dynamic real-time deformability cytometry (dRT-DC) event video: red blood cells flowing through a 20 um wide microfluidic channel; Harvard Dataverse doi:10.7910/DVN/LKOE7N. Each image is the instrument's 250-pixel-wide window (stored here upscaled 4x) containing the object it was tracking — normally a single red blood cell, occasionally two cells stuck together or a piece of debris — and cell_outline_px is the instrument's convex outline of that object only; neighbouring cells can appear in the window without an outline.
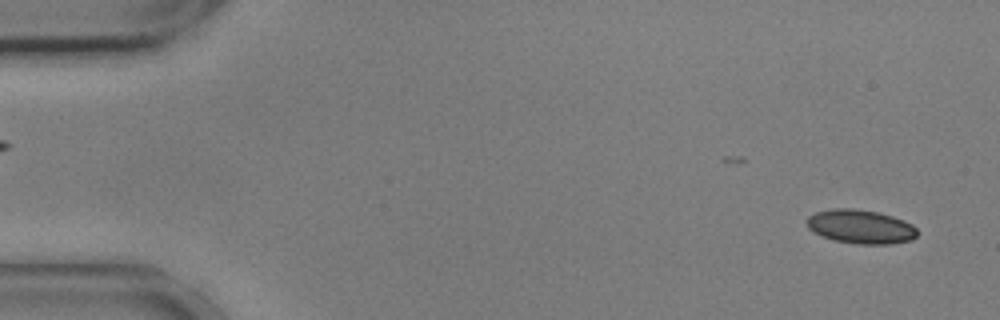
{"species": "common noctule bat (a hibernating species)", "species_latin": "Nyctalus noctula", "temperature_condition": "cold", "stored_images_in_passage": 44, "camera_frame_rate_fps": 3000, "um_per_image_px": 0.085, "animal": {"sex": "male", "body_mass_g": 17.9, "forearm_length_mm": 54.2}, "frame": {"image": 1, "passage_image": 3, "time_ms": 0.667, "image_size_px": [1000, 320], "cell_outline_px": [[916, 236], [912, 240], [888, 244], [856, 244], [832, 240], [812, 232], [808, 228], [808, 216], [816, 212], [832, 208], [852, 208], [880, 212], [904, 220], [912, 224], [916, 228]], "centroid_in_image_um": [73.15, 19.26], "position_along_channel_um": 11.9, "area_um2": 21.96}}
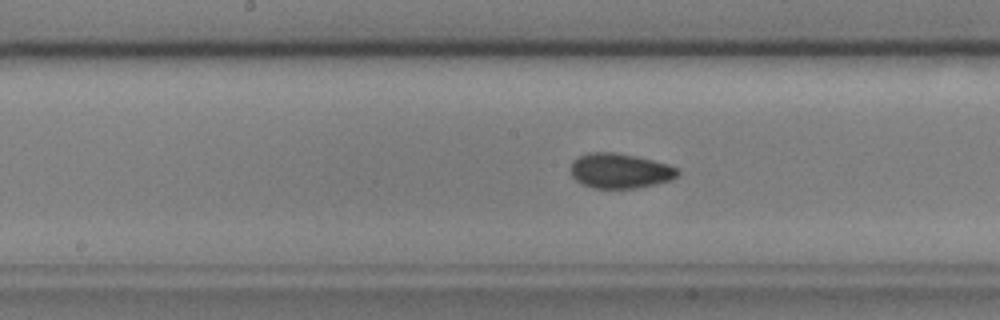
{"frame": {"image": 2, "passage_image": 28, "time_ms": 9.0, "image_size_px": [1000, 320], "cell_outline_px": [[680, 172], [672, 180], [636, 188], [592, 188], [580, 184], [572, 176], [568, 168], [572, 160], [588, 152], [612, 152], [636, 156], [668, 164], [676, 168]], "centroid_in_image_um": [52.64, 14.52], "position_along_channel_um": 195.6, "area_um2": 21.96}}
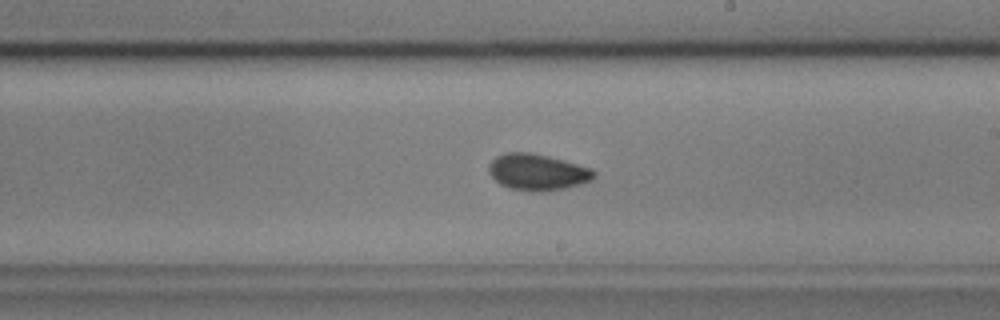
{"frame": {"image": 3, "passage_image": 32, "time_ms": 10.333, "image_size_px": [1000, 320], "cell_outline_px": [[596, 176], [592, 180], [580, 184], [564, 188], [540, 192], [508, 188], [500, 184], [488, 172], [488, 164], [496, 156], [504, 152], [528, 152], [592, 168], [596, 172]], "centroid_in_image_um": [45.66, 14.63], "position_along_channel_um": 243.3, "area_um2": 22.08}, "authors_computed_cell_mechanics": {"area_um2": 21.5883, "velocity_mm_per_s": 3.6007, "shape_relaxation_time_tau1_ms": 2.6848, "shape_relaxation_time_tau2_ms": 1.9915, "deformation_change_tau1": 0.0965, "deformation_change_tau2": 0.0578}}